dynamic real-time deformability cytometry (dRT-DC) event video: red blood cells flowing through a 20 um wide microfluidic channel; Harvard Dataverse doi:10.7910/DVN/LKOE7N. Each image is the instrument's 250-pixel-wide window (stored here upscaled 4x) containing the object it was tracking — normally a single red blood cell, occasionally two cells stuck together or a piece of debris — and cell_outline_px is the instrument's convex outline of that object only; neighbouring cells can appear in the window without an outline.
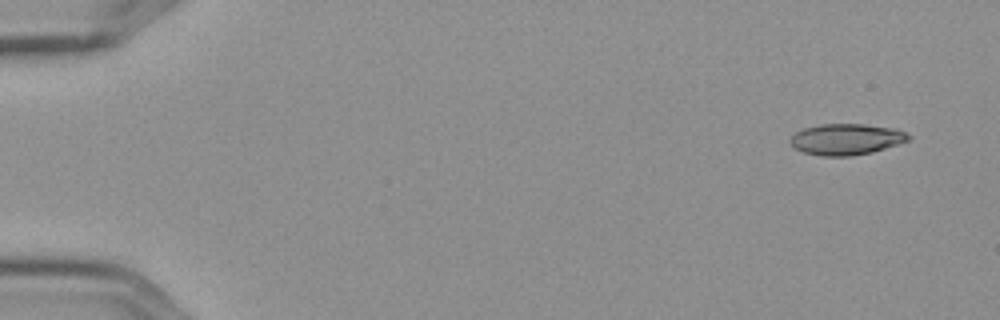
{"species": "Egyptian fruit bat (a non-hibernating species)", "species_latin": "Rousettus aegyptiacus", "temperature_condition": "cold", "stored_images_in_passage": 5, "camera_frame_rate_fps": 3000, "um_per_image_px": 0.085, "frame": {"image": 1, "passage_image": 1, "time_ms": 0.0, "image_size_px": [1000, 320], "cell_outline_px": [[912, 136], [908, 140], [872, 152], [852, 156], [820, 156], [804, 152], [788, 144], [788, 140], [796, 132], [804, 128], [820, 124], [864, 124], [896, 128]], "centroid_in_image_um": [71.9, 11.83], "position_along_channel_um": 13.1, "area_um2": 21.44}}